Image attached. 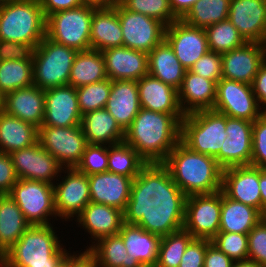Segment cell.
Wrapping results in <instances>:
<instances>
[{"instance_id": "18", "label": "cell", "mask_w": 266, "mask_h": 267, "mask_svg": "<svg viewBox=\"0 0 266 267\" xmlns=\"http://www.w3.org/2000/svg\"><path fill=\"white\" fill-rule=\"evenodd\" d=\"M221 191L228 198L256 208L262 214L259 167L246 165L224 169Z\"/></svg>"}, {"instance_id": "53", "label": "cell", "mask_w": 266, "mask_h": 267, "mask_svg": "<svg viewBox=\"0 0 266 267\" xmlns=\"http://www.w3.org/2000/svg\"><path fill=\"white\" fill-rule=\"evenodd\" d=\"M234 261L210 243L204 257V267H233Z\"/></svg>"}, {"instance_id": "57", "label": "cell", "mask_w": 266, "mask_h": 267, "mask_svg": "<svg viewBox=\"0 0 266 267\" xmlns=\"http://www.w3.org/2000/svg\"><path fill=\"white\" fill-rule=\"evenodd\" d=\"M199 0H169L173 14L181 19Z\"/></svg>"}, {"instance_id": "28", "label": "cell", "mask_w": 266, "mask_h": 267, "mask_svg": "<svg viewBox=\"0 0 266 267\" xmlns=\"http://www.w3.org/2000/svg\"><path fill=\"white\" fill-rule=\"evenodd\" d=\"M96 241L103 237L117 235L121 230L123 211L113 206L90 202L77 218Z\"/></svg>"}, {"instance_id": "47", "label": "cell", "mask_w": 266, "mask_h": 267, "mask_svg": "<svg viewBox=\"0 0 266 267\" xmlns=\"http://www.w3.org/2000/svg\"><path fill=\"white\" fill-rule=\"evenodd\" d=\"M250 165L266 169V112L253 121Z\"/></svg>"}, {"instance_id": "5", "label": "cell", "mask_w": 266, "mask_h": 267, "mask_svg": "<svg viewBox=\"0 0 266 267\" xmlns=\"http://www.w3.org/2000/svg\"><path fill=\"white\" fill-rule=\"evenodd\" d=\"M46 36V18L39 0L0 4V40L30 44Z\"/></svg>"}, {"instance_id": "31", "label": "cell", "mask_w": 266, "mask_h": 267, "mask_svg": "<svg viewBox=\"0 0 266 267\" xmlns=\"http://www.w3.org/2000/svg\"><path fill=\"white\" fill-rule=\"evenodd\" d=\"M131 255L143 267H154L157 262L161 236L149 233L137 225L122 224L118 233Z\"/></svg>"}, {"instance_id": "9", "label": "cell", "mask_w": 266, "mask_h": 267, "mask_svg": "<svg viewBox=\"0 0 266 267\" xmlns=\"http://www.w3.org/2000/svg\"><path fill=\"white\" fill-rule=\"evenodd\" d=\"M37 141L65 168L76 167L87 146L81 125L69 127L41 126L38 128Z\"/></svg>"}, {"instance_id": "16", "label": "cell", "mask_w": 266, "mask_h": 267, "mask_svg": "<svg viewBox=\"0 0 266 267\" xmlns=\"http://www.w3.org/2000/svg\"><path fill=\"white\" fill-rule=\"evenodd\" d=\"M253 122L226 116L228 134L219 152V165L227 169L251 164Z\"/></svg>"}, {"instance_id": "25", "label": "cell", "mask_w": 266, "mask_h": 267, "mask_svg": "<svg viewBox=\"0 0 266 267\" xmlns=\"http://www.w3.org/2000/svg\"><path fill=\"white\" fill-rule=\"evenodd\" d=\"M140 107L173 116H185L178 102V90L147 74L137 81Z\"/></svg>"}, {"instance_id": "54", "label": "cell", "mask_w": 266, "mask_h": 267, "mask_svg": "<svg viewBox=\"0 0 266 267\" xmlns=\"http://www.w3.org/2000/svg\"><path fill=\"white\" fill-rule=\"evenodd\" d=\"M45 18L49 15L84 5V0H39Z\"/></svg>"}, {"instance_id": "63", "label": "cell", "mask_w": 266, "mask_h": 267, "mask_svg": "<svg viewBox=\"0 0 266 267\" xmlns=\"http://www.w3.org/2000/svg\"><path fill=\"white\" fill-rule=\"evenodd\" d=\"M55 267H65V258L59 264H57Z\"/></svg>"}, {"instance_id": "44", "label": "cell", "mask_w": 266, "mask_h": 267, "mask_svg": "<svg viewBox=\"0 0 266 267\" xmlns=\"http://www.w3.org/2000/svg\"><path fill=\"white\" fill-rule=\"evenodd\" d=\"M118 3L127 10L155 18L166 26L178 20L169 0H120Z\"/></svg>"}, {"instance_id": "42", "label": "cell", "mask_w": 266, "mask_h": 267, "mask_svg": "<svg viewBox=\"0 0 266 267\" xmlns=\"http://www.w3.org/2000/svg\"><path fill=\"white\" fill-rule=\"evenodd\" d=\"M209 51L219 54L227 53L246 43L229 19L220 21L205 28Z\"/></svg>"}, {"instance_id": "51", "label": "cell", "mask_w": 266, "mask_h": 267, "mask_svg": "<svg viewBox=\"0 0 266 267\" xmlns=\"http://www.w3.org/2000/svg\"><path fill=\"white\" fill-rule=\"evenodd\" d=\"M33 52L30 44L0 40V61L30 60Z\"/></svg>"}, {"instance_id": "64", "label": "cell", "mask_w": 266, "mask_h": 267, "mask_svg": "<svg viewBox=\"0 0 266 267\" xmlns=\"http://www.w3.org/2000/svg\"><path fill=\"white\" fill-rule=\"evenodd\" d=\"M263 46H264V59L266 61V38L264 39Z\"/></svg>"}, {"instance_id": "39", "label": "cell", "mask_w": 266, "mask_h": 267, "mask_svg": "<svg viewBox=\"0 0 266 267\" xmlns=\"http://www.w3.org/2000/svg\"><path fill=\"white\" fill-rule=\"evenodd\" d=\"M230 0H199L181 18L186 24L206 28L228 19Z\"/></svg>"}, {"instance_id": "48", "label": "cell", "mask_w": 266, "mask_h": 267, "mask_svg": "<svg viewBox=\"0 0 266 267\" xmlns=\"http://www.w3.org/2000/svg\"><path fill=\"white\" fill-rule=\"evenodd\" d=\"M248 259L266 267V216L248 233Z\"/></svg>"}, {"instance_id": "36", "label": "cell", "mask_w": 266, "mask_h": 267, "mask_svg": "<svg viewBox=\"0 0 266 267\" xmlns=\"http://www.w3.org/2000/svg\"><path fill=\"white\" fill-rule=\"evenodd\" d=\"M107 78L105 60L101 51L89 49L77 52L68 85L78 88Z\"/></svg>"}, {"instance_id": "37", "label": "cell", "mask_w": 266, "mask_h": 267, "mask_svg": "<svg viewBox=\"0 0 266 267\" xmlns=\"http://www.w3.org/2000/svg\"><path fill=\"white\" fill-rule=\"evenodd\" d=\"M87 250L93 255L97 267H143L133 256L128 255L119 234L103 237Z\"/></svg>"}, {"instance_id": "27", "label": "cell", "mask_w": 266, "mask_h": 267, "mask_svg": "<svg viewBox=\"0 0 266 267\" xmlns=\"http://www.w3.org/2000/svg\"><path fill=\"white\" fill-rule=\"evenodd\" d=\"M216 89L217 82L186 70L182 86L178 90L181 111L187 115L201 110H213Z\"/></svg>"}, {"instance_id": "41", "label": "cell", "mask_w": 266, "mask_h": 267, "mask_svg": "<svg viewBox=\"0 0 266 267\" xmlns=\"http://www.w3.org/2000/svg\"><path fill=\"white\" fill-rule=\"evenodd\" d=\"M194 237L184 228L162 236L154 267H179L181 258Z\"/></svg>"}, {"instance_id": "6", "label": "cell", "mask_w": 266, "mask_h": 267, "mask_svg": "<svg viewBox=\"0 0 266 267\" xmlns=\"http://www.w3.org/2000/svg\"><path fill=\"white\" fill-rule=\"evenodd\" d=\"M226 115L214 110L196 111L181 121V142L190 150L215 158L227 137Z\"/></svg>"}, {"instance_id": "62", "label": "cell", "mask_w": 266, "mask_h": 267, "mask_svg": "<svg viewBox=\"0 0 266 267\" xmlns=\"http://www.w3.org/2000/svg\"><path fill=\"white\" fill-rule=\"evenodd\" d=\"M18 1H25V0H0V4L8 3V2H18Z\"/></svg>"}, {"instance_id": "55", "label": "cell", "mask_w": 266, "mask_h": 267, "mask_svg": "<svg viewBox=\"0 0 266 267\" xmlns=\"http://www.w3.org/2000/svg\"><path fill=\"white\" fill-rule=\"evenodd\" d=\"M251 85L259 107L266 106V61L260 65ZM263 111L266 112V108Z\"/></svg>"}, {"instance_id": "15", "label": "cell", "mask_w": 266, "mask_h": 267, "mask_svg": "<svg viewBox=\"0 0 266 267\" xmlns=\"http://www.w3.org/2000/svg\"><path fill=\"white\" fill-rule=\"evenodd\" d=\"M18 179H28L54 185V177L64 168L57 159L40 146H32L10 153Z\"/></svg>"}, {"instance_id": "34", "label": "cell", "mask_w": 266, "mask_h": 267, "mask_svg": "<svg viewBox=\"0 0 266 267\" xmlns=\"http://www.w3.org/2000/svg\"><path fill=\"white\" fill-rule=\"evenodd\" d=\"M38 128L23 120L0 112V152L10 154L37 142Z\"/></svg>"}, {"instance_id": "2", "label": "cell", "mask_w": 266, "mask_h": 267, "mask_svg": "<svg viewBox=\"0 0 266 267\" xmlns=\"http://www.w3.org/2000/svg\"><path fill=\"white\" fill-rule=\"evenodd\" d=\"M184 116L140 108L124 141L133 147L147 163H163L181 141V121Z\"/></svg>"}, {"instance_id": "60", "label": "cell", "mask_w": 266, "mask_h": 267, "mask_svg": "<svg viewBox=\"0 0 266 267\" xmlns=\"http://www.w3.org/2000/svg\"><path fill=\"white\" fill-rule=\"evenodd\" d=\"M233 267H263L256 263L255 261H251L249 259L244 261H236L233 265Z\"/></svg>"}, {"instance_id": "35", "label": "cell", "mask_w": 266, "mask_h": 267, "mask_svg": "<svg viewBox=\"0 0 266 267\" xmlns=\"http://www.w3.org/2000/svg\"><path fill=\"white\" fill-rule=\"evenodd\" d=\"M30 225L11 196L0 195V258L20 239Z\"/></svg>"}, {"instance_id": "12", "label": "cell", "mask_w": 266, "mask_h": 267, "mask_svg": "<svg viewBox=\"0 0 266 267\" xmlns=\"http://www.w3.org/2000/svg\"><path fill=\"white\" fill-rule=\"evenodd\" d=\"M221 191L186 197L183 228L194 238L212 240L218 233Z\"/></svg>"}, {"instance_id": "11", "label": "cell", "mask_w": 266, "mask_h": 267, "mask_svg": "<svg viewBox=\"0 0 266 267\" xmlns=\"http://www.w3.org/2000/svg\"><path fill=\"white\" fill-rule=\"evenodd\" d=\"M123 34V46L147 54L165 40L166 25L159 20L132 12L118 2L114 5Z\"/></svg>"}, {"instance_id": "26", "label": "cell", "mask_w": 266, "mask_h": 267, "mask_svg": "<svg viewBox=\"0 0 266 267\" xmlns=\"http://www.w3.org/2000/svg\"><path fill=\"white\" fill-rule=\"evenodd\" d=\"M136 80L111 81V90L105 109L125 132L140 110Z\"/></svg>"}, {"instance_id": "56", "label": "cell", "mask_w": 266, "mask_h": 267, "mask_svg": "<svg viewBox=\"0 0 266 267\" xmlns=\"http://www.w3.org/2000/svg\"><path fill=\"white\" fill-rule=\"evenodd\" d=\"M65 267H97V265L93 255L86 250L79 256L68 253L65 257Z\"/></svg>"}, {"instance_id": "45", "label": "cell", "mask_w": 266, "mask_h": 267, "mask_svg": "<svg viewBox=\"0 0 266 267\" xmlns=\"http://www.w3.org/2000/svg\"><path fill=\"white\" fill-rule=\"evenodd\" d=\"M211 243L234 262L248 259V234L219 232Z\"/></svg>"}, {"instance_id": "61", "label": "cell", "mask_w": 266, "mask_h": 267, "mask_svg": "<svg viewBox=\"0 0 266 267\" xmlns=\"http://www.w3.org/2000/svg\"><path fill=\"white\" fill-rule=\"evenodd\" d=\"M4 94L0 91V112L3 111Z\"/></svg>"}, {"instance_id": "43", "label": "cell", "mask_w": 266, "mask_h": 267, "mask_svg": "<svg viewBox=\"0 0 266 267\" xmlns=\"http://www.w3.org/2000/svg\"><path fill=\"white\" fill-rule=\"evenodd\" d=\"M110 90L111 80L109 78L76 88L81 115L104 109L109 99Z\"/></svg>"}, {"instance_id": "24", "label": "cell", "mask_w": 266, "mask_h": 267, "mask_svg": "<svg viewBox=\"0 0 266 267\" xmlns=\"http://www.w3.org/2000/svg\"><path fill=\"white\" fill-rule=\"evenodd\" d=\"M90 201L124 211L130 198L133 179L111 172L88 176Z\"/></svg>"}, {"instance_id": "33", "label": "cell", "mask_w": 266, "mask_h": 267, "mask_svg": "<svg viewBox=\"0 0 266 267\" xmlns=\"http://www.w3.org/2000/svg\"><path fill=\"white\" fill-rule=\"evenodd\" d=\"M262 218L256 208L232 200L221 191L219 232L248 234Z\"/></svg>"}, {"instance_id": "4", "label": "cell", "mask_w": 266, "mask_h": 267, "mask_svg": "<svg viewBox=\"0 0 266 267\" xmlns=\"http://www.w3.org/2000/svg\"><path fill=\"white\" fill-rule=\"evenodd\" d=\"M51 224L30 225L0 258V267H55L68 254Z\"/></svg>"}, {"instance_id": "32", "label": "cell", "mask_w": 266, "mask_h": 267, "mask_svg": "<svg viewBox=\"0 0 266 267\" xmlns=\"http://www.w3.org/2000/svg\"><path fill=\"white\" fill-rule=\"evenodd\" d=\"M81 127L87 144L113 145L124 141L125 132L105 108L82 115Z\"/></svg>"}, {"instance_id": "8", "label": "cell", "mask_w": 266, "mask_h": 267, "mask_svg": "<svg viewBox=\"0 0 266 267\" xmlns=\"http://www.w3.org/2000/svg\"><path fill=\"white\" fill-rule=\"evenodd\" d=\"M95 8L96 6L84 4L49 15L46 18V36L77 51L91 49V21Z\"/></svg>"}, {"instance_id": "3", "label": "cell", "mask_w": 266, "mask_h": 267, "mask_svg": "<svg viewBox=\"0 0 266 267\" xmlns=\"http://www.w3.org/2000/svg\"><path fill=\"white\" fill-rule=\"evenodd\" d=\"M163 164L172 180L186 195L212 194L221 191L223 169L217 160L190 150L181 141Z\"/></svg>"}, {"instance_id": "50", "label": "cell", "mask_w": 266, "mask_h": 267, "mask_svg": "<svg viewBox=\"0 0 266 267\" xmlns=\"http://www.w3.org/2000/svg\"><path fill=\"white\" fill-rule=\"evenodd\" d=\"M209 239L194 238L187 246L179 264V267H204V257Z\"/></svg>"}, {"instance_id": "58", "label": "cell", "mask_w": 266, "mask_h": 267, "mask_svg": "<svg viewBox=\"0 0 266 267\" xmlns=\"http://www.w3.org/2000/svg\"><path fill=\"white\" fill-rule=\"evenodd\" d=\"M259 186L262 198V215L266 216V169L259 168Z\"/></svg>"}, {"instance_id": "49", "label": "cell", "mask_w": 266, "mask_h": 267, "mask_svg": "<svg viewBox=\"0 0 266 267\" xmlns=\"http://www.w3.org/2000/svg\"><path fill=\"white\" fill-rule=\"evenodd\" d=\"M189 70L196 75L218 82L222 78V55L208 51Z\"/></svg>"}, {"instance_id": "20", "label": "cell", "mask_w": 266, "mask_h": 267, "mask_svg": "<svg viewBox=\"0 0 266 267\" xmlns=\"http://www.w3.org/2000/svg\"><path fill=\"white\" fill-rule=\"evenodd\" d=\"M81 121L76 88L65 85L45 90L42 126L69 127L81 125Z\"/></svg>"}, {"instance_id": "23", "label": "cell", "mask_w": 266, "mask_h": 267, "mask_svg": "<svg viewBox=\"0 0 266 267\" xmlns=\"http://www.w3.org/2000/svg\"><path fill=\"white\" fill-rule=\"evenodd\" d=\"M3 111L40 128L44 119L45 90L32 85L8 92L4 95Z\"/></svg>"}, {"instance_id": "10", "label": "cell", "mask_w": 266, "mask_h": 267, "mask_svg": "<svg viewBox=\"0 0 266 267\" xmlns=\"http://www.w3.org/2000/svg\"><path fill=\"white\" fill-rule=\"evenodd\" d=\"M53 186L45 182L18 179L9 196L16 202L31 225L50 224L47 217L57 215Z\"/></svg>"}, {"instance_id": "7", "label": "cell", "mask_w": 266, "mask_h": 267, "mask_svg": "<svg viewBox=\"0 0 266 267\" xmlns=\"http://www.w3.org/2000/svg\"><path fill=\"white\" fill-rule=\"evenodd\" d=\"M77 52L45 36L32 56L34 85L43 90L68 85Z\"/></svg>"}, {"instance_id": "22", "label": "cell", "mask_w": 266, "mask_h": 267, "mask_svg": "<svg viewBox=\"0 0 266 267\" xmlns=\"http://www.w3.org/2000/svg\"><path fill=\"white\" fill-rule=\"evenodd\" d=\"M107 76L115 80H140L148 74V54L143 51L115 47L102 51Z\"/></svg>"}, {"instance_id": "59", "label": "cell", "mask_w": 266, "mask_h": 267, "mask_svg": "<svg viewBox=\"0 0 266 267\" xmlns=\"http://www.w3.org/2000/svg\"><path fill=\"white\" fill-rule=\"evenodd\" d=\"M117 2V0H84L85 4L93 5L96 7H112Z\"/></svg>"}, {"instance_id": "17", "label": "cell", "mask_w": 266, "mask_h": 267, "mask_svg": "<svg viewBox=\"0 0 266 267\" xmlns=\"http://www.w3.org/2000/svg\"><path fill=\"white\" fill-rule=\"evenodd\" d=\"M67 169L62 183L54 184V205L57 216L65 219L77 217L90 201L88 176L74 168Z\"/></svg>"}, {"instance_id": "52", "label": "cell", "mask_w": 266, "mask_h": 267, "mask_svg": "<svg viewBox=\"0 0 266 267\" xmlns=\"http://www.w3.org/2000/svg\"><path fill=\"white\" fill-rule=\"evenodd\" d=\"M17 181L11 155L0 152V195L9 194Z\"/></svg>"}, {"instance_id": "29", "label": "cell", "mask_w": 266, "mask_h": 267, "mask_svg": "<svg viewBox=\"0 0 266 267\" xmlns=\"http://www.w3.org/2000/svg\"><path fill=\"white\" fill-rule=\"evenodd\" d=\"M91 49L104 51L123 46V34L114 6L96 7L93 12L90 33Z\"/></svg>"}, {"instance_id": "38", "label": "cell", "mask_w": 266, "mask_h": 267, "mask_svg": "<svg viewBox=\"0 0 266 267\" xmlns=\"http://www.w3.org/2000/svg\"><path fill=\"white\" fill-rule=\"evenodd\" d=\"M147 162L125 141L108 145V172L134 179Z\"/></svg>"}, {"instance_id": "40", "label": "cell", "mask_w": 266, "mask_h": 267, "mask_svg": "<svg viewBox=\"0 0 266 267\" xmlns=\"http://www.w3.org/2000/svg\"><path fill=\"white\" fill-rule=\"evenodd\" d=\"M34 85L33 59L0 61V91L8 92Z\"/></svg>"}, {"instance_id": "21", "label": "cell", "mask_w": 266, "mask_h": 267, "mask_svg": "<svg viewBox=\"0 0 266 267\" xmlns=\"http://www.w3.org/2000/svg\"><path fill=\"white\" fill-rule=\"evenodd\" d=\"M264 61L263 43L246 42L222 54V78L251 85Z\"/></svg>"}, {"instance_id": "1", "label": "cell", "mask_w": 266, "mask_h": 267, "mask_svg": "<svg viewBox=\"0 0 266 267\" xmlns=\"http://www.w3.org/2000/svg\"><path fill=\"white\" fill-rule=\"evenodd\" d=\"M186 197L163 163H147L132 181L123 221L168 235L184 226Z\"/></svg>"}, {"instance_id": "46", "label": "cell", "mask_w": 266, "mask_h": 267, "mask_svg": "<svg viewBox=\"0 0 266 267\" xmlns=\"http://www.w3.org/2000/svg\"><path fill=\"white\" fill-rule=\"evenodd\" d=\"M75 168L87 176L108 172V147L87 144L81 161Z\"/></svg>"}, {"instance_id": "13", "label": "cell", "mask_w": 266, "mask_h": 267, "mask_svg": "<svg viewBox=\"0 0 266 267\" xmlns=\"http://www.w3.org/2000/svg\"><path fill=\"white\" fill-rule=\"evenodd\" d=\"M260 109L252 85L225 78L217 82L214 111L253 122L264 113Z\"/></svg>"}, {"instance_id": "19", "label": "cell", "mask_w": 266, "mask_h": 267, "mask_svg": "<svg viewBox=\"0 0 266 267\" xmlns=\"http://www.w3.org/2000/svg\"><path fill=\"white\" fill-rule=\"evenodd\" d=\"M228 19L246 42H264L266 0H230Z\"/></svg>"}, {"instance_id": "30", "label": "cell", "mask_w": 266, "mask_h": 267, "mask_svg": "<svg viewBox=\"0 0 266 267\" xmlns=\"http://www.w3.org/2000/svg\"><path fill=\"white\" fill-rule=\"evenodd\" d=\"M186 70L165 40L148 53V74L176 90L181 88Z\"/></svg>"}, {"instance_id": "14", "label": "cell", "mask_w": 266, "mask_h": 267, "mask_svg": "<svg viewBox=\"0 0 266 267\" xmlns=\"http://www.w3.org/2000/svg\"><path fill=\"white\" fill-rule=\"evenodd\" d=\"M165 41L187 70L209 51L205 29L190 26L181 19L166 26Z\"/></svg>"}]
</instances>
